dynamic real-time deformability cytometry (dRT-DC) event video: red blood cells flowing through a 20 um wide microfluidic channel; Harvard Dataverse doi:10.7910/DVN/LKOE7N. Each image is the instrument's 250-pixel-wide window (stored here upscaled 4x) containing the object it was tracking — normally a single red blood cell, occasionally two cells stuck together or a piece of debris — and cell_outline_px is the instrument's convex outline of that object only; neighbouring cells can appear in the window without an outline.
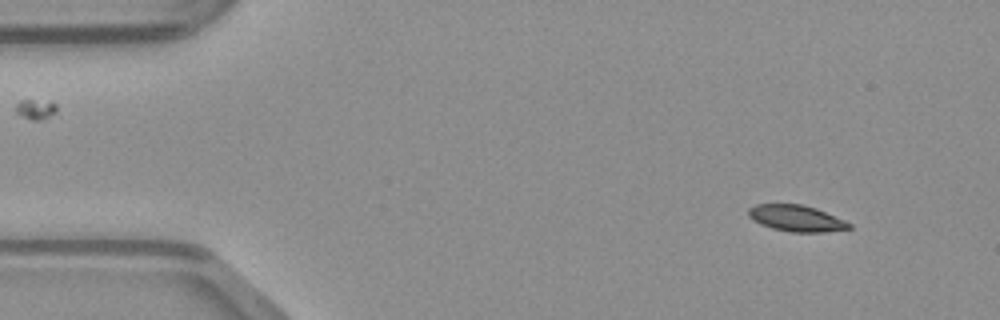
{"species": "common noctule bat (a hibernating species)", "species_latin": "Nyctalus noctula", "temperature_condition": "warm", "stored_images_in_passage": 48, "camera_frame_rate_fps": 3000, "um_per_image_px": 0.085, "animal": {"sex": "male", "body_mass_g": 23.1, "forearm_length_mm": 52.7}, "frame": {"image": 1, "passage_image": 4, "time_ms": 1.0, "image_size_px": [1000, 320], "cell_outline_px": [[852, 228], [824, 232], [792, 232], [772, 228], [760, 224], [752, 220], [748, 216], [748, 208], [756, 204], [800, 204], [816, 208], [844, 220], [852, 224]], "centroid_in_image_um": [67.67, 18.55], "position_along_channel_um": 17.3, "area_um2": 15.43}}
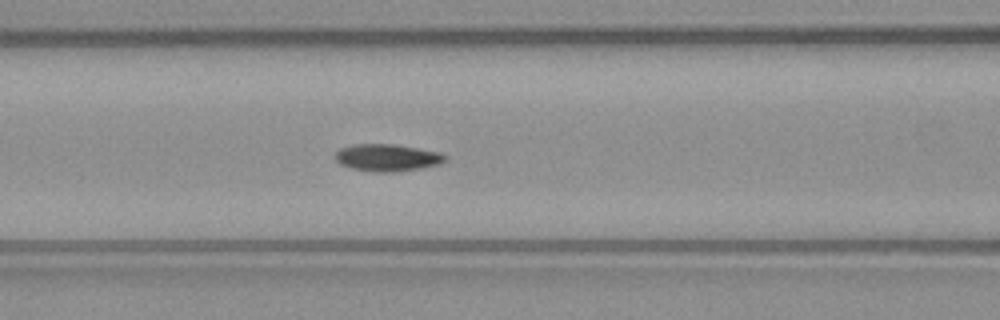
{"frame": {"image": 2, "passage_image": 19, "time_ms": 6.0, "image_size_px": [1000, 320], "cell_outline_px": [[448, 160], [440, 164], [420, 168], [392, 172], [372, 172], [352, 168], [340, 164], [332, 156], [340, 148], [352, 144], [392, 144], [440, 152], [448, 156]], "centroid_in_image_um": [32.9, 13.4], "position_along_channel_um": 133.7, "area_um2": 17.51}}
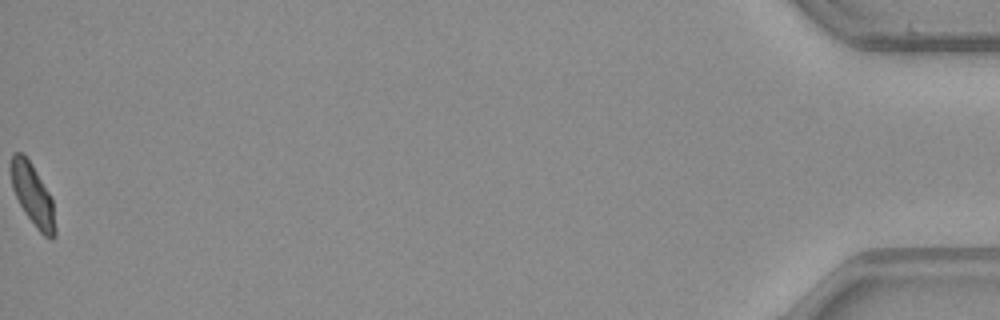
{"frame": {"image": 3, "passage_image": 48, "time_ms": 15.667, "image_size_px": [1000, 320], "cell_outline_px": [[56, 236], [52, 240], [44, 236], [36, 228], [24, 212], [12, 188], [12, 152], [20, 152], [32, 164], [48, 192], [52, 200], [56, 228]], "centroid_in_image_um": [2.81, 16.64], "position_along_channel_um": 432.4, "area_um2": 15.55}}